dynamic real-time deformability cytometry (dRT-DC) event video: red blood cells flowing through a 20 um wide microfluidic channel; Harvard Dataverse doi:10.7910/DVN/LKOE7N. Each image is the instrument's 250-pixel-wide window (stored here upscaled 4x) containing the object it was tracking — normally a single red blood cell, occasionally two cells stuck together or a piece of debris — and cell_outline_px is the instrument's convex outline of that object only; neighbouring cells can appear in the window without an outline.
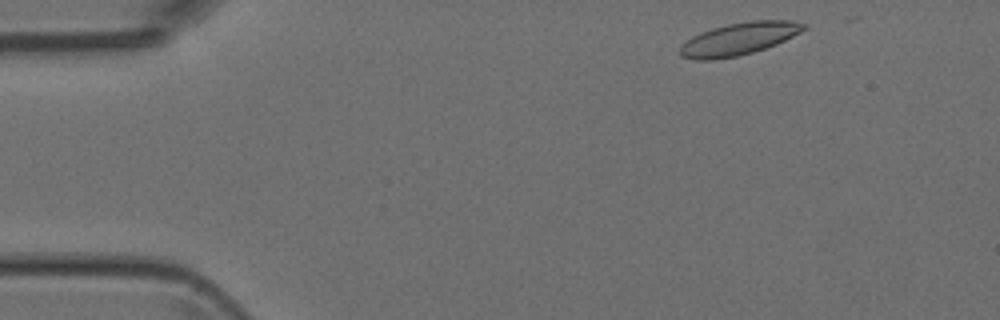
{"species": "Egyptian fruit bat (a non-hibernating species)", "species_latin": "Rousettus aegyptiacus", "temperature_condition": "room temperature", "stored_images_in_passage": 36, "camera_frame_rate_fps": 3000, "um_per_image_px": 0.085, "animal": {"sex": "female"}, "frame": {"image": 1, "passage_image": 2, "time_ms": 0.333, "image_size_px": [1000, 320], "cell_outline_px": [[808, 28], [776, 44], [752, 52], [736, 56], [712, 60], [692, 60], [680, 56], [680, 44], [692, 36], [700, 32], [712, 28], [728, 24], [748, 20], [792, 20], [808, 24]], "centroid_in_image_um": [62.79, 3.29], "position_along_channel_um": 22.2, "area_um2": 23.52}}
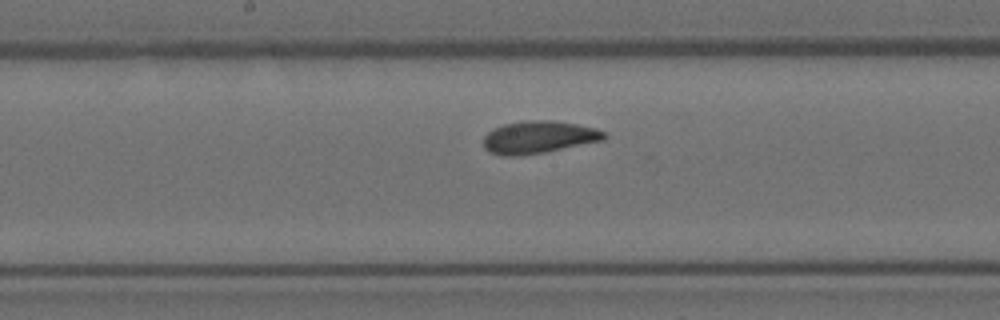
{"frame": {"image": 2, "passage_image": 21, "time_ms": 6.667, "image_size_px": [1000, 320], "cell_outline_px": [[608, 136], [604, 140], [544, 152], [516, 156], [500, 156], [488, 152], [484, 148], [484, 136], [492, 128], [504, 124], [524, 120], [552, 120], [576, 124], [596, 128], [608, 132]], "centroid_in_image_um": [45.78, 11.66], "position_along_channel_um": 202.4, "area_um2": 23.06}}
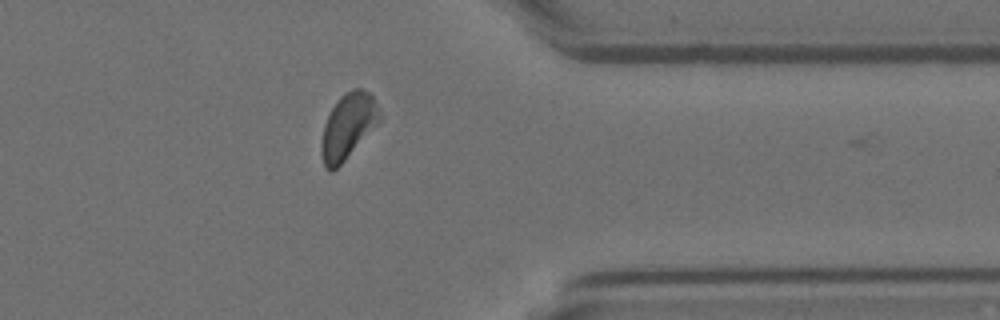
{"frame": {"image": 3, "passage_image": 35, "time_ms": 11.333, "image_size_px": [1000, 320], "cell_outline_px": [[380, 120], [344, 160], [332, 172], [324, 168], [320, 152], [320, 144], [324, 124], [336, 100], [344, 92], [352, 88], [364, 88], [372, 96], [380, 116]], "centroid_in_image_um": [29.52, 10.72], "position_along_channel_um": 381.9, "area_um2": 21.85}}